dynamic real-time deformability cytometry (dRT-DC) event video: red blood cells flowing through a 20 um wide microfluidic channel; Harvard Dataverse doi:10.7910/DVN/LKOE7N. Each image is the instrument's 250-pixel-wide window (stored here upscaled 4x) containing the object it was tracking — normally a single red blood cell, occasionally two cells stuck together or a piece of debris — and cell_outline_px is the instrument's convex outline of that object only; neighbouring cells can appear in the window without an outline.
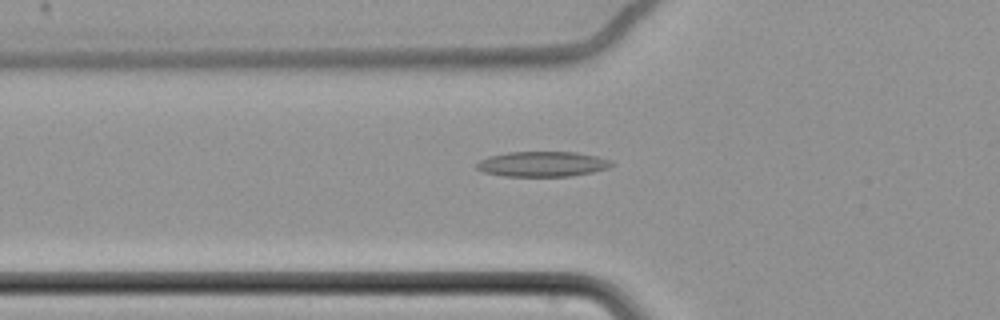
{"species": "common noctule bat (a hibernating species)", "species_latin": "Nyctalus noctula", "temperature_condition": "cold", "stored_images_in_passage": 62, "camera_frame_rate_fps": 3000, "um_per_image_px": 0.085, "animal": {"sex": "female", "body_mass_g": 22.7, "forearm_length_mm": 54.2}, "frame": {"image": 1, "passage_image": 24, "time_ms": 7.667, "image_size_px": [1000, 320], "cell_outline_px": [[616, 164], [608, 168], [592, 172], [572, 176], [504, 176], [484, 172], [476, 168], [476, 164], [480, 160], [488, 156], [508, 152], [576, 152], [596, 156], [612, 160]], "centroid_in_image_um": [46.13, 13.94], "position_along_channel_um": 79.7, "area_um2": 19.88}}
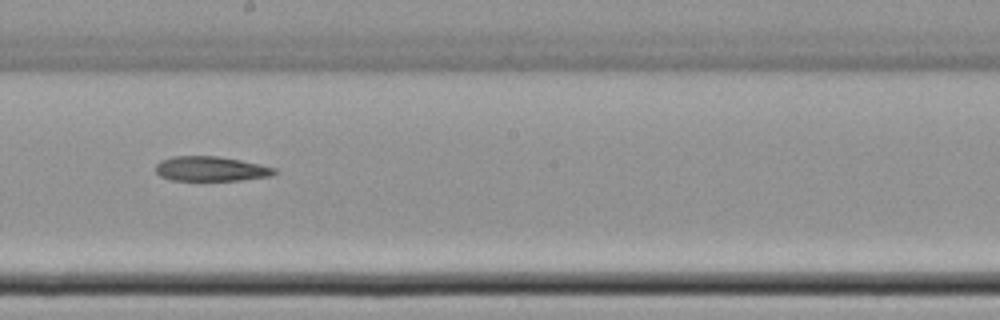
{"frame": {"image": 2, "passage_image": 37, "time_ms": 12.0, "image_size_px": [1000, 320], "cell_outline_px": [[280, 172], [272, 176], [240, 180], [172, 180], [160, 176], [156, 172], [156, 164], [160, 160], [172, 156], [216, 156], [240, 160], [260, 164], [276, 168]], "centroid_in_image_um": [17.95, 14.35], "position_along_channel_um": 230.2, "area_um2": 17.22}}
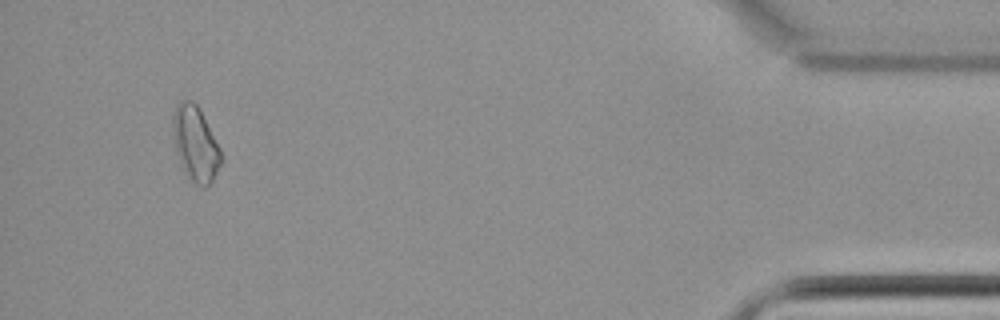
{"frame": {"image": 3, "passage_image": 59, "time_ms": 19.333, "image_size_px": [1000, 320], "cell_outline_px": [[224, 160], [212, 184], [204, 188], [200, 188], [188, 176], [176, 152], [172, 124], [172, 116], [176, 104], [180, 100], [192, 100], [196, 104], [220, 148], [224, 156]], "centroid_in_image_um": [16.65, 12.26], "position_along_channel_um": 418.6, "area_um2": 21.1}}